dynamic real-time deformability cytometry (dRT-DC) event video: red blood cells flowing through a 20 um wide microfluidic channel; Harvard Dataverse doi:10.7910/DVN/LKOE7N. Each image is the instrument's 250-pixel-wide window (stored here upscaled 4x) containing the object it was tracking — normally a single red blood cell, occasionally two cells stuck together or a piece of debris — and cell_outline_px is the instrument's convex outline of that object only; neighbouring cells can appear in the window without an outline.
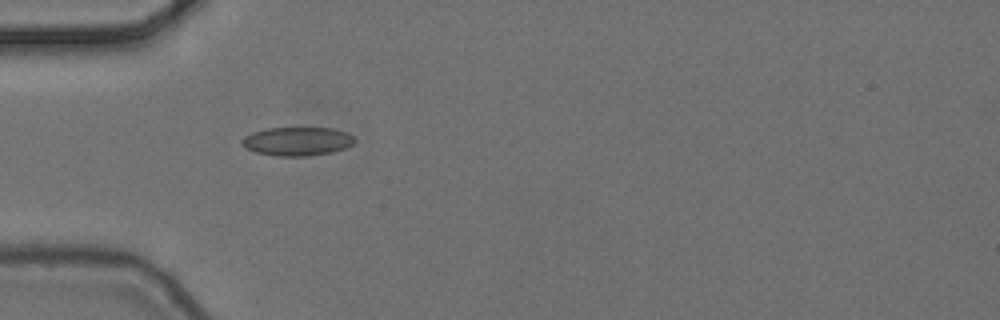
{"species": "common noctule bat (a hibernating species)", "species_latin": "Nyctalus noctula", "temperature_condition": "cold", "stored_images_in_passage": 9, "camera_frame_rate_fps": 3000, "um_per_image_px": 0.085, "animal": {"sex": "female", "body_mass_g": 24.6, "forearm_length_mm": 56.2}, "frame": {"image": 1, "passage_image": 4, "time_ms": 1.0, "image_size_px": [1000, 320], "cell_outline_px": [[356, 140], [352, 144], [344, 148], [332, 152], [308, 156], [276, 156], [256, 152], [240, 144], [240, 140], [244, 136], [252, 132], [268, 128], [332, 128], [348, 132]], "centroid_in_image_um": [25.25, 12.01], "position_along_channel_um": 59.7, "area_um2": 18.84}}
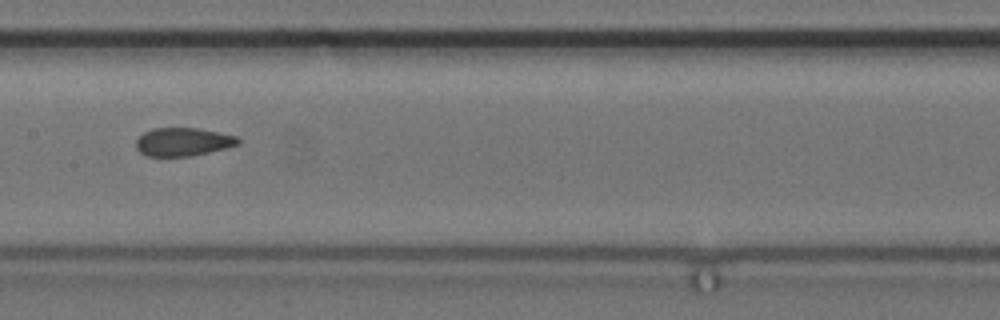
{"frame": {"image": 2, "passage_image": 7, "time_ms": 2.0, "image_size_px": [1000, 320], "cell_outline_px": [[240, 144], [228, 148], [192, 156], [148, 156], [140, 152], [136, 148], [136, 140], [144, 132], [152, 128], [196, 128], [236, 136], [240, 140]], "centroid_in_image_um": [15.56, 12.06], "position_along_channel_um": 191.8, "area_um2": 16.82}}
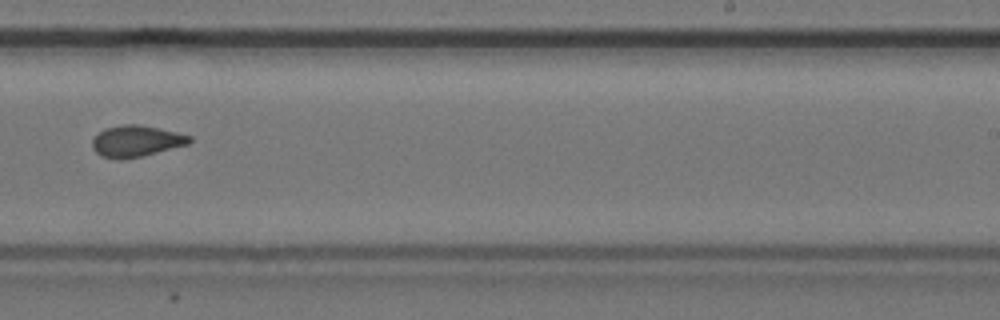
{"frame": {"image": 3, "passage_image": 9, "time_ms": 2.667, "image_size_px": [1000, 320], "cell_outline_px": [[192, 140], [188, 144], [140, 156], [120, 160], [100, 156], [92, 148], [92, 140], [104, 128], [124, 124], [136, 124], [176, 132], [192, 136]], "centroid_in_image_um": [11.54, 12.0], "position_along_channel_um": 277.5, "area_um2": 17.51}}